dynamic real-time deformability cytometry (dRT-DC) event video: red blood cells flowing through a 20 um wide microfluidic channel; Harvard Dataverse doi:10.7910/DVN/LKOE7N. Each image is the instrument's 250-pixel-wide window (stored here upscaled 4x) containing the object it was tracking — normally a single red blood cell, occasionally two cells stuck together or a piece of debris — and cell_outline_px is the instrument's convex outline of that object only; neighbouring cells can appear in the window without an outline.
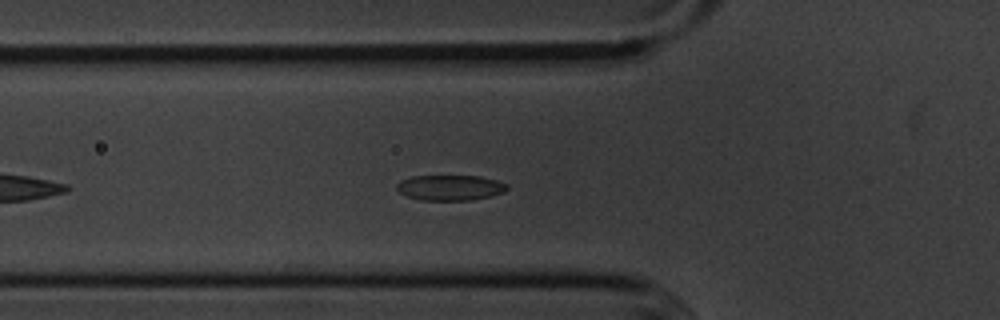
{"species": "common noctule bat (a hibernating species)", "species_latin": "Nyctalus noctula", "temperature_condition": "cold", "stored_images_in_passage": 46, "segment_of_instrument_passage": [1, 2], "camera_frame_rate_fps": 3000, "um_per_image_px": 0.085, "animal": {"sex": "male", "body_mass_g": 20.1, "forearm_length_mm": 53.5}, "frame": {"image": 1, "passage_image": 8, "time_ms": 2.333, "image_size_px": [1000, 320], "cell_outline_px": [[508, 188], [504, 192], [492, 196], [468, 200], [420, 200], [408, 196], [400, 192], [396, 188], [396, 184], [400, 180], [412, 176], [480, 176], [496, 180], [508, 184]], "centroid_in_image_um": [38.27, 15.94], "position_along_channel_um": 87.5, "area_um2": 16.36}}
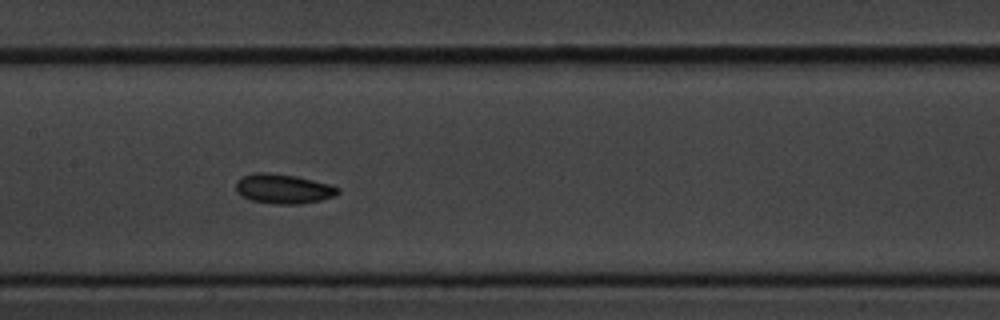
{"frame": {"image": 2, "passage_image": 16, "time_ms": 5.0, "image_size_px": [1000, 320], "cell_outline_px": [[340, 192], [336, 196], [320, 200], [300, 204], [276, 204], [252, 200], [240, 196], [236, 192], [236, 180], [244, 176], [256, 172], [268, 172], [296, 176], [328, 184], [340, 188]], "centroid_in_image_um": [24.07, 16.05], "position_along_channel_um": 183.3, "area_um2": 17.63}}
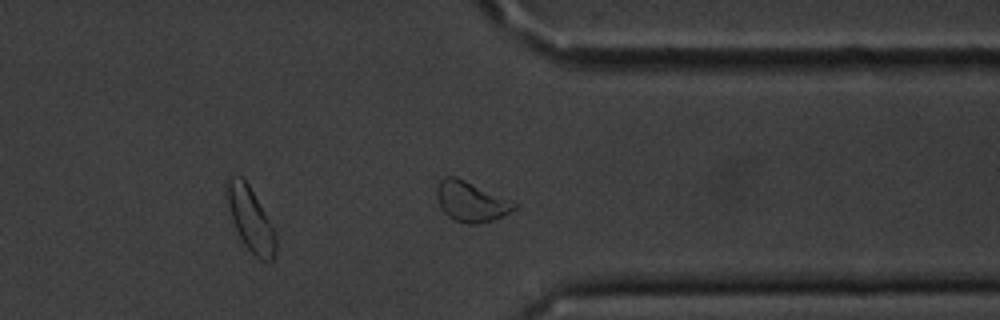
{"frame": {"image": 3, "passage_image": 32, "time_ms": 10.333, "image_size_px": [1000, 320], "cell_outline_px": [[516, 208], [492, 220], [476, 224], [468, 224], [456, 220], [448, 216], [440, 208], [436, 196], [436, 188], [440, 180], [444, 176], [456, 176], [516, 204]], "centroid_in_image_um": [39.94, 17.13], "position_along_channel_um": 371.5, "area_um2": 17.57}}